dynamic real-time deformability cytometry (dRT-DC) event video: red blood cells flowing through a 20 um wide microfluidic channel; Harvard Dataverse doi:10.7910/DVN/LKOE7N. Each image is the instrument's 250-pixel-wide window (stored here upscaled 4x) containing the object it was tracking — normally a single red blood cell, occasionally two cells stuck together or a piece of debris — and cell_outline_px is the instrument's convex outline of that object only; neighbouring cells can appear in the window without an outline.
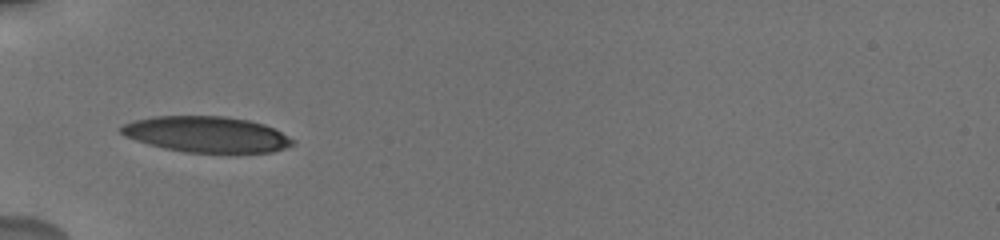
{"species": "human", "species_latin": "Homo sapiens", "temperature_condition": "cold", "stored_images_in_passage": 8, "camera_frame_rate_fps": 3000, "um_per_image_px": 0.085, "donor": {"sex": "male"}, "frame": {"image": 1, "passage_image": 6, "time_ms": 5.333, "image_size_px": [1000, 240], "cell_outline_px": [[296, 144], [272, 152], [228, 156], [184, 152], [164, 148], [148, 144], [124, 136], [116, 128], [132, 120], [156, 116], [224, 116], [248, 120], [264, 124], [296, 140]], "centroid_in_image_um": [17.59, 11.47], "position_along_channel_um": 67.4, "area_um2": 37.17}}
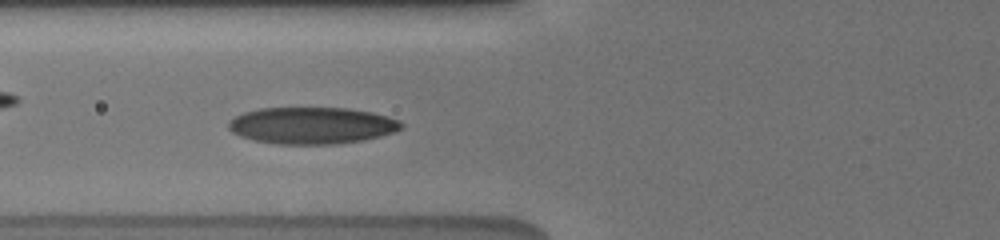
{"frame": {"image": 2, "passage_image": 7, "time_ms": 6.333, "image_size_px": [1000, 240], "cell_outline_px": [[404, 124], [400, 128], [392, 132], [380, 136], [360, 140], [336, 144], [276, 144], [252, 140], [240, 136], [232, 132], [228, 128], [228, 120], [244, 112], [260, 108], [348, 108], [372, 112], [388, 116], [400, 120]], "centroid_in_image_um": [26.48, 10.66], "position_along_channel_um": 99.3, "area_um2": 37.05}}
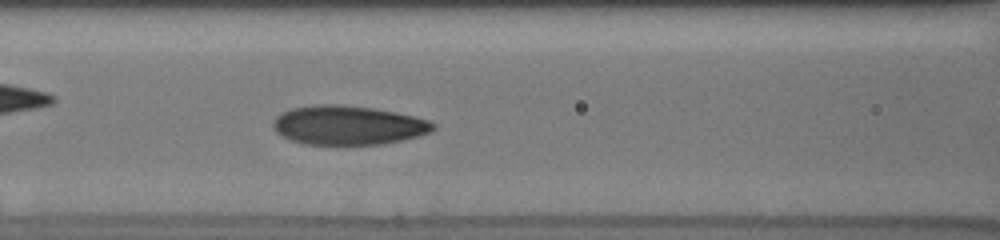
{"frame": {"image": 3, "passage_image": 8, "time_ms": 7.333, "image_size_px": [1000, 240], "cell_outline_px": [[436, 128], [432, 132], [420, 136], [404, 140], [384, 144], [304, 144], [292, 140], [276, 132], [272, 128], [272, 120], [280, 112], [292, 108], [312, 104], [340, 104], [372, 108], [396, 112], [428, 120], [436, 124]], "centroid_in_image_um": [29.59, 10.64], "position_along_channel_um": 137.0, "area_um2": 36.82}}